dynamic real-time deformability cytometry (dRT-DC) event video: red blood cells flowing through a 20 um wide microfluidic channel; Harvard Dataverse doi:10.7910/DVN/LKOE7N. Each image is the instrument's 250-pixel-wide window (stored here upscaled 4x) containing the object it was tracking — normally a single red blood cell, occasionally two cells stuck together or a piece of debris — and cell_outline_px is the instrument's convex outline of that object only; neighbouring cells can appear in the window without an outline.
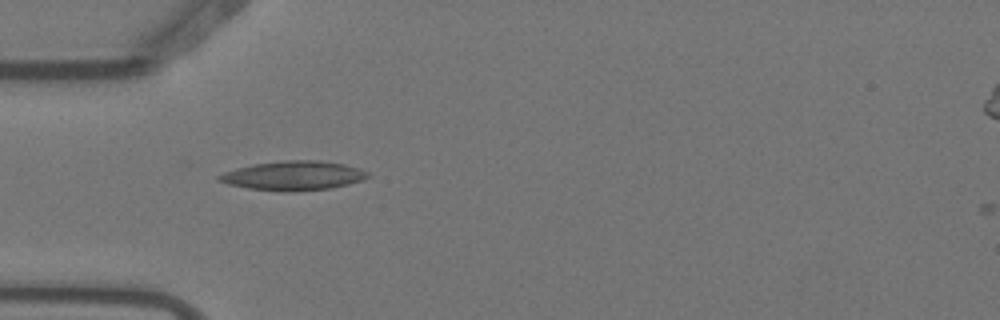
{"species": "Egyptian fruit bat (a non-hibernating species)", "species_latin": "Rousettus aegyptiacus", "temperature_condition": "warm", "stored_images_in_passage": 6, "camera_frame_rate_fps": 3000, "um_per_image_px": 0.085, "animal": {"sex": "female"}, "frame": {"image": 1, "passage_image": 5, "time_ms": 1.333, "image_size_px": [1000, 320], "cell_outline_px": [[368, 176], [364, 180], [332, 188], [292, 192], [284, 192], [248, 188], [228, 184], [216, 180], [216, 176], [224, 172], [236, 168], [252, 164], [284, 160], [320, 160], [344, 164], [360, 168], [368, 172]], "centroid_in_image_um": [24.93, 14.93], "position_along_channel_um": 60.1, "area_um2": 25.61}}
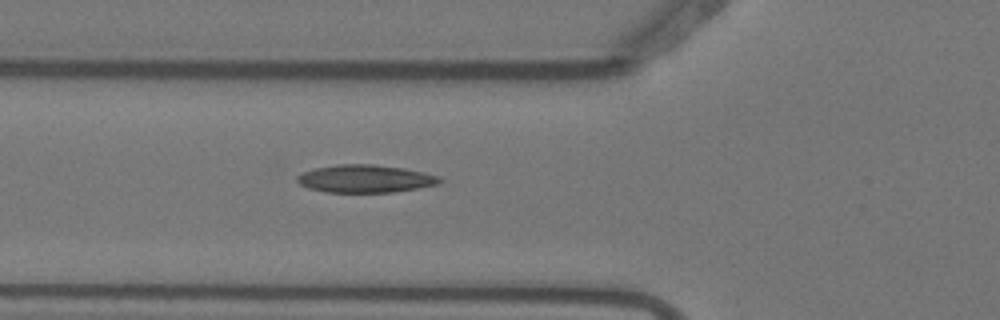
{"frame": {"image": 2, "passage_image": 6, "time_ms": 1.667, "image_size_px": [1000, 320], "cell_outline_px": [[444, 180], [436, 184], [416, 188], [392, 192], [324, 192], [308, 188], [300, 184], [296, 180], [296, 176], [304, 172], [316, 168], [336, 164], [372, 164], [404, 168], [424, 172], [440, 176]], "centroid_in_image_um": [31.04, 15.18], "position_along_channel_um": 94.8, "area_um2": 23.0}}